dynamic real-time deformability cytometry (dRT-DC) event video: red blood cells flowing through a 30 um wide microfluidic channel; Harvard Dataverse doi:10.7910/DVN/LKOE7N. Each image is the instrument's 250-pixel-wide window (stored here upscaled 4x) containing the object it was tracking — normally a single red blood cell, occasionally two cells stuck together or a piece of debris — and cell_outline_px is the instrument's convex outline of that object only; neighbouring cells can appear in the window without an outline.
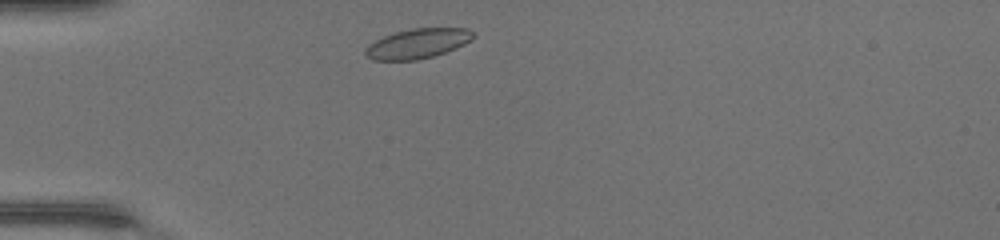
{"species": "common noctule bat (a hibernating species)", "species_latin": "Nyctalus noctula", "temperature_condition": "warm", "stored_images_in_passage": 36, "camera_frame_rate_fps": 3000, "um_per_image_px": 0.085, "animal": {"sex": "female", "body_mass_g": 17.0, "forearm_length_mm": 48.0}, "frame": {"image": 1, "passage_image": 2, "time_ms": 0.333, "image_size_px": [1000, 240], "cell_outline_px": [[476, 36], [472, 40], [464, 44], [444, 52], [432, 56], [416, 60], [372, 60], [364, 52], [364, 48], [368, 44], [384, 36], [396, 32], [412, 28], [468, 28]], "centroid_in_image_um": [35.49, 3.69], "position_along_channel_um": 49.5, "area_um2": 18.61}}
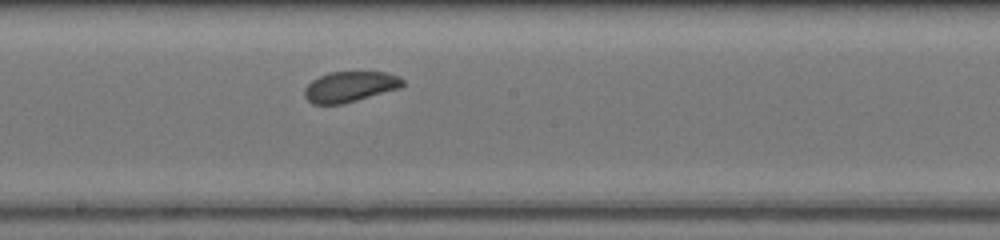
{"frame": {"image": 2, "passage_image": 15, "time_ms": 4.667, "image_size_px": [1000, 240], "cell_outline_px": [[404, 84], [400, 88], [356, 100], [340, 104], [312, 104], [304, 96], [304, 88], [312, 80], [328, 72], [388, 72], [400, 76], [404, 80]], "centroid_in_image_um": [29.75, 7.36], "position_along_channel_um": 218.5, "area_um2": 17.46}}
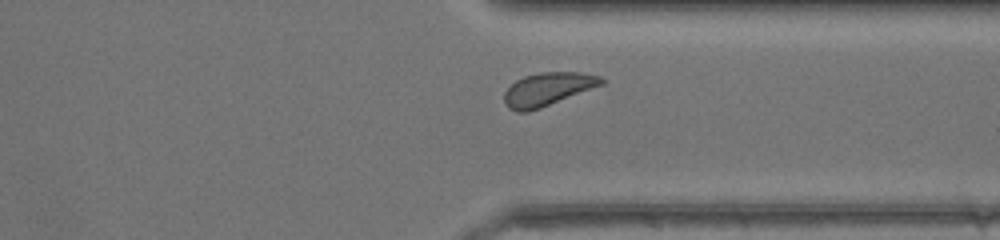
{"frame": {"image": 3, "passage_image": 25, "time_ms": 8.0, "image_size_px": [1000, 240], "cell_outline_px": [[604, 84], [540, 108], [528, 112], [516, 112], [508, 108], [504, 100], [504, 92], [516, 80], [524, 76], [540, 72], [576, 72], [600, 76], [604, 80]], "centroid_in_image_um": [46.53, 7.58], "position_along_channel_um": 364.9, "area_um2": 18.67}, "authors_computed_cell_mechanics": {"area_um2": 18.6116, "velocity_mm_per_s": 4.3866, "shape_relaxation_time_tau1_ms": 2.5101, "shape_relaxation_time_tau2_ms": 4.409, "deformation_change_tau1": 0.0612, "deformation_change_tau2": 0.0754}}